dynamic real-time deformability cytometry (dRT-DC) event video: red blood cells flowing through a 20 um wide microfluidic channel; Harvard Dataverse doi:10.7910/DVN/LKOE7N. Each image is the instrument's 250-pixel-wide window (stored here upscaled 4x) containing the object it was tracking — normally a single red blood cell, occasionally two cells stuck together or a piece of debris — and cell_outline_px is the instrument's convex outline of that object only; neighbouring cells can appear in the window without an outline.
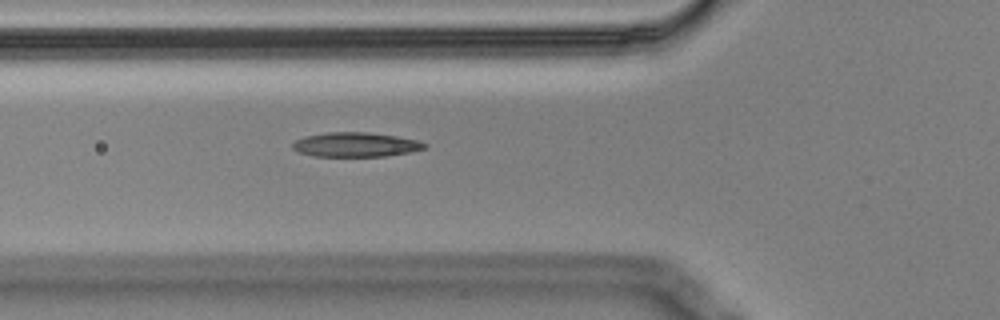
{"species": "Egyptian fruit bat (a non-hibernating species)", "species_latin": "Rousettus aegyptiacus", "temperature_condition": "cold", "stored_images_in_passage": 6, "segment_of_instrument_passage": [2, 2], "camera_frame_rate_fps": 3000, "um_per_image_px": 0.085, "animal": {"sex": "male"}, "frame": {"image": 1, "passage_image": 6, "time_ms": 1.667, "image_size_px": [1000, 320], "cell_outline_px": [[428, 148], [388, 156], [312, 156], [300, 152], [292, 148], [292, 144], [296, 140], [304, 136], [328, 132], [368, 132], [396, 136], [416, 140], [428, 144]], "centroid_in_image_um": [30.24, 12.29], "position_along_channel_um": 95.6, "area_um2": 18.79}}